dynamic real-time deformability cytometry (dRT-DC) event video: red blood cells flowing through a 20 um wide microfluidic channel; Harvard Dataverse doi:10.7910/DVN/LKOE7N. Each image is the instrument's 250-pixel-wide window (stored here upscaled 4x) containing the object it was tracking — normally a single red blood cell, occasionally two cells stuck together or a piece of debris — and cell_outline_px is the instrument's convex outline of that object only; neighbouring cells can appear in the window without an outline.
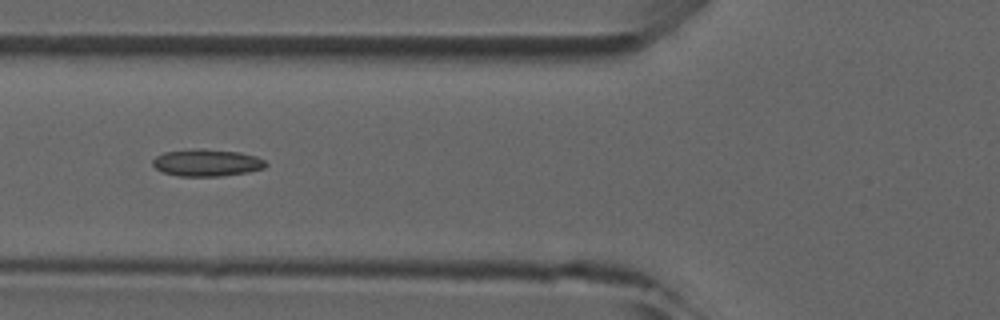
{"species": "common noctule bat (a hibernating species)", "species_latin": "Nyctalus noctula", "temperature_condition": "room temperature", "stored_images_in_passage": 6, "camera_frame_rate_fps": 3000, "um_per_image_px": 0.085, "animal": {"sex": "male", "forearm_length_mm": 52.5}, "frame": {"image": 1, "passage_image": 5, "time_ms": 5.333, "image_size_px": [1000, 320], "cell_outline_px": [[268, 164], [264, 168], [248, 172], [220, 176], [180, 176], [164, 172], [156, 168], [152, 164], [152, 160], [156, 156], [164, 152], [204, 148], [240, 152], [256, 156], [264, 160]], "centroid_in_image_um": [17.6, 13.82], "position_along_channel_um": 108.2, "area_um2": 17.8}}
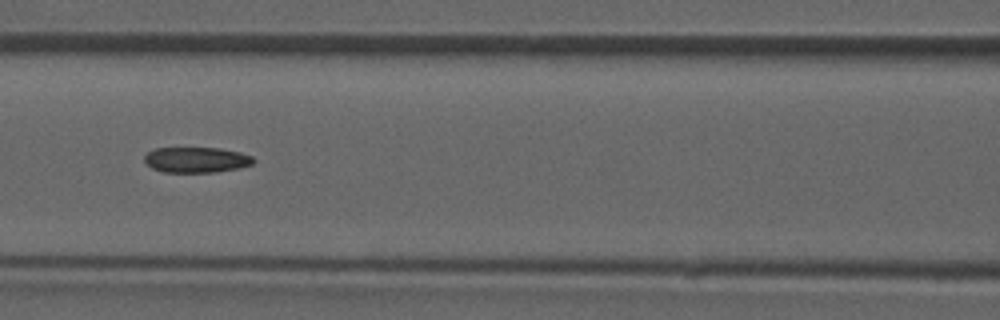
{"frame": {"image": 2, "passage_image": 6, "time_ms": 6.333, "image_size_px": [1000, 320], "cell_outline_px": [[256, 160], [252, 164], [240, 168], [216, 172], [164, 172], [152, 168], [144, 160], [144, 156], [148, 152], [156, 148], [220, 148], [240, 152], [252, 156]], "centroid_in_image_um": [16.72, 13.58], "position_along_channel_um": 149.9, "area_um2": 16.24}}